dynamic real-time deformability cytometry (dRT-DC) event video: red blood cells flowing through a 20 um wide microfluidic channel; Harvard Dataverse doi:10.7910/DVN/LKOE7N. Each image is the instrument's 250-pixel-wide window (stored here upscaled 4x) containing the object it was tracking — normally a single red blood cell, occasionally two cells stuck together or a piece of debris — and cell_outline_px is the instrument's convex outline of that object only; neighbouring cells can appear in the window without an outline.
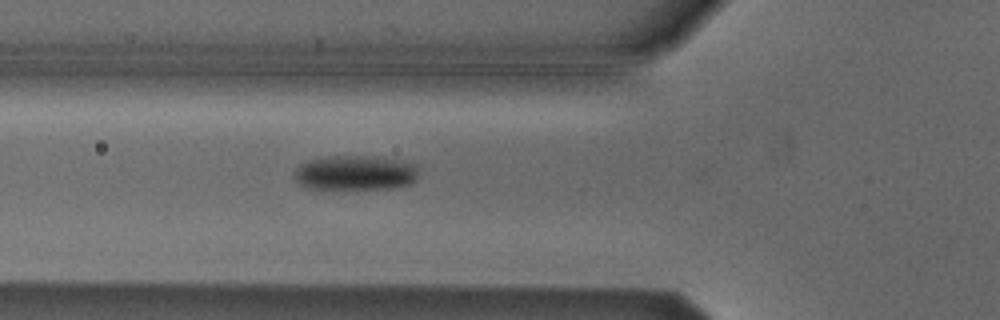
{"species": "Egyptian fruit bat (a non-hibernating species)", "species_latin": "Rousettus aegyptiacus", "temperature_condition": "cold", "stored_images_in_passage": 3, "camera_frame_rate_fps": 3000, "um_per_image_px": 0.085, "animal": {"sex": "male"}, "frame": {"image": 1, "passage_image": 3, "time_ms": 0.667, "image_size_px": [1000, 320], "cell_outline_px": [[420, 176], [412, 184], [392, 188], [304, 188], [296, 180], [296, 168], [300, 164], [308, 160], [324, 156], [376, 156], [404, 160], [420, 164]], "centroid_in_image_um": [30.32, 14.66], "position_along_channel_um": 95.5, "area_um2": 25.72}}